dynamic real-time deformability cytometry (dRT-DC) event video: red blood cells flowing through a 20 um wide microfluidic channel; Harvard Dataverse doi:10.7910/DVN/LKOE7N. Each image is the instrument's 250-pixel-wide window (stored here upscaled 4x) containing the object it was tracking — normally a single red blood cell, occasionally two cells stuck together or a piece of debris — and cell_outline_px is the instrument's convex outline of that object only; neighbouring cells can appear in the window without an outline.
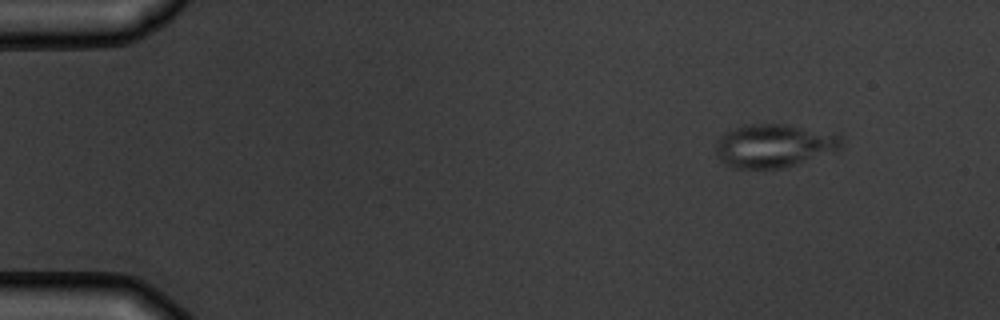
{"species": "common noctule bat (a hibernating species)", "species_latin": "Nyctalus noctula", "temperature_condition": "warm", "stored_images_in_passage": 4, "camera_frame_rate_fps": 3000, "um_per_image_px": 0.085, "animal": {"sex": "male", "body_mass_g": 19.5, "forearm_length_mm": 54.6}, "frame": {"image": 1, "passage_image": 1, "time_ms": 0.0, "image_size_px": [1000, 320], "cell_outline_px": [[844, 140], [840, 148], [836, 152], [784, 168], [732, 168], [720, 160], [716, 152], [716, 140], [724, 132], [744, 124], [788, 124], [836, 132], [844, 136]], "centroid_in_image_um": [65.86, 12.37], "position_along_channel_um": 19.1, "area_um2": 32.54}}